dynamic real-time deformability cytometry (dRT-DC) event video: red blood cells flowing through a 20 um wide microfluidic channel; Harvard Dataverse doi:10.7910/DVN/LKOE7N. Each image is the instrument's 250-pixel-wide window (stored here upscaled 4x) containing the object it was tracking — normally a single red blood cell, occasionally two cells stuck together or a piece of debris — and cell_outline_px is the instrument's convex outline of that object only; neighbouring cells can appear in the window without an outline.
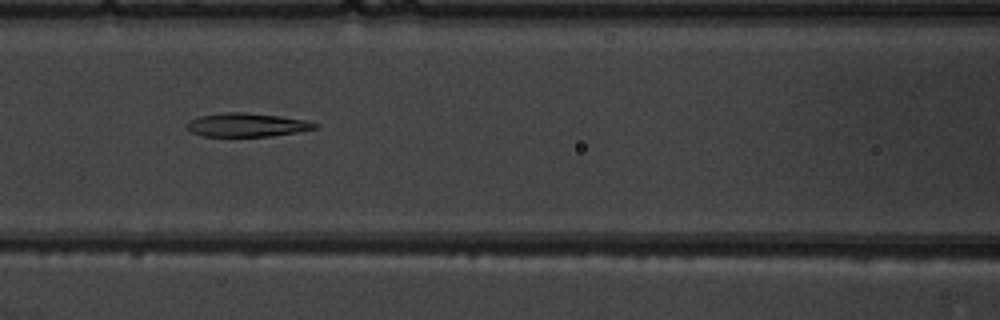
{"species": "common noctule bat (a hibernating species)", "species_latin": "Nyctalus noctula", "temperature_condition": "warm", "stored_images_in_passage": 9, "camera_frame_rate_fps": 3000, "um_per_image_px": 0.085, "animal": {"sex": "male", "body_mass_g": 19.5, "forearm_length_mm": 54.6}, "frame": {"image": 1, "passage_image": 7, "time_ms": 7.667, "image_size_px": [1000, 320], "cell_outline_px": [[320, 124], [316, 128], [296, 132], [268, 136], [204, 136], [192, 132], [188, 128], [188, 120], [200, 116], [224, 112], [244, 112], [280, 116], [308, 120]], "centroid_in_image_um": [21.01, 10.6], "position_along_channel_um": 145.6, "area_um2": 17.51}}
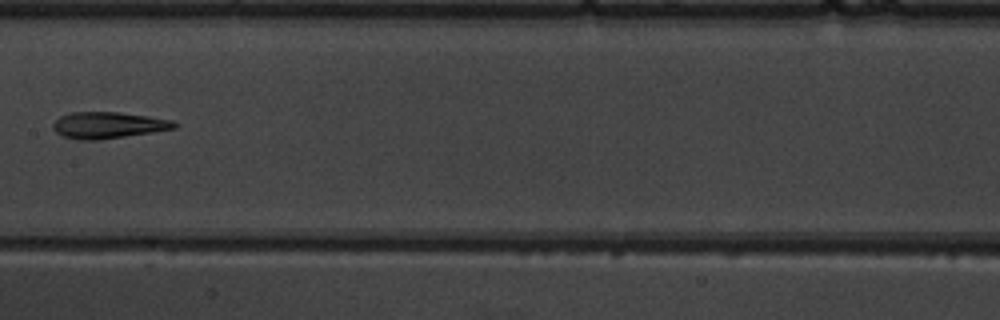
{"frame": {"image": 2, "passage_image": 8, "time_ms": 9.0, "image_size_px": [1000, 320], "cell_outline_px": [[180, 124], [176, 128], [152, 132], [96, 140], [80, 140], [64, 136], [56, 132], [52, 128], [52, 124], [60, 116], [72, 112], [116, 112], [148, 116], [172, 120]], "centroid_in_image_um": [9.2, 10.63], "position_along_channel_um": 198.2, "area_um2": 18.55}}
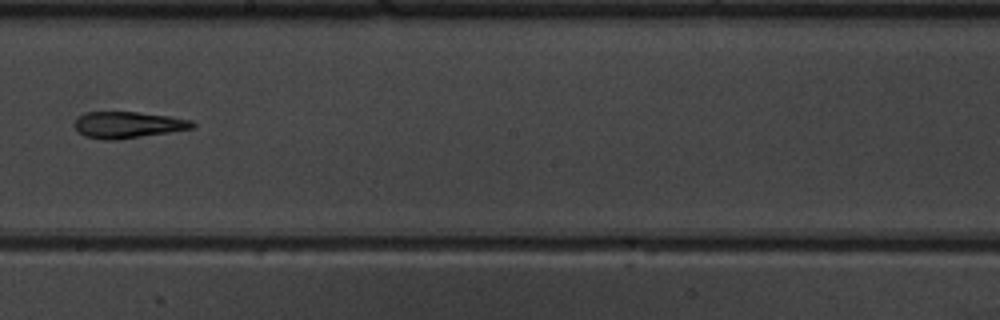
{"frame": {"image": 3, "passage_image": 9, "time_ms": 10.0, "image_size_px": [1000, 320], "cell_outline_px": [[196, 124], [192, 128], [168, 132], [116, 140], [104, 140], [84, 136], [76, 128], [76, 120], [80, 116], [88, 112], [136, 112], [168, 116], [192, 120]], "centroid_in_image_um": [10.88, 10.61], "position_along_channel_um": 237.3, "area_um2": 17.8}}